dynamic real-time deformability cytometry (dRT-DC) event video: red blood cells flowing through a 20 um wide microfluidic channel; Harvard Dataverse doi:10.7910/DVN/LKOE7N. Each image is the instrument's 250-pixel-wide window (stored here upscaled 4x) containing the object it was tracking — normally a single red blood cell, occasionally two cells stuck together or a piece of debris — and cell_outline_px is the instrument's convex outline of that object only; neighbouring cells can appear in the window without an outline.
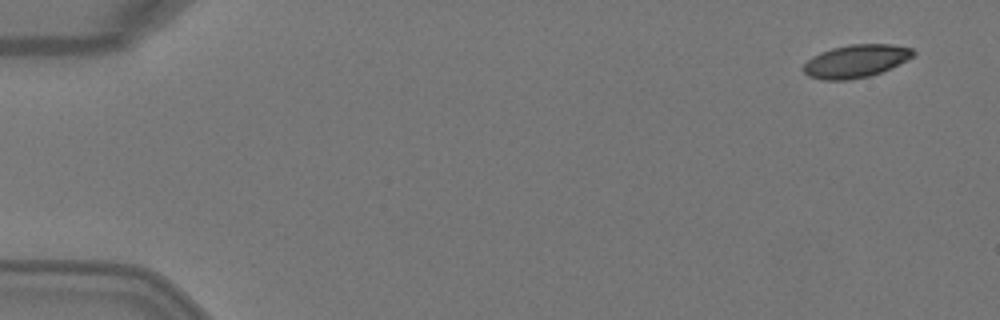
{"species": "Egyptian fruit bat (a non-hibernating species)", "species_latin": "Rousettus aegyptiacus", "temperature_condition": "warm", "stored_images_in_passage": 5, "camera_frame_rate_fps": 3000, "um_per_image_px": 0.085, "animal": {"sex": "female"}, "frame": {"image": 1, "passage_image": 1, "time_ms": 0.0, "image_size_px": [1000, 320], "cell_outline_px": [[916, 52], [908, 60], [880, 72], [868, 76], [848, 80], [824, 80], [808, 76], [804, 72], [804, 64], [812, 56], [820, 52], [832, 48], [852, 44], [892, 44], [912, 48]], "centroid_in_image_um": [72.75, 5.19], "position_along_channel_um": 12.3, "area_um2": 20.92}}
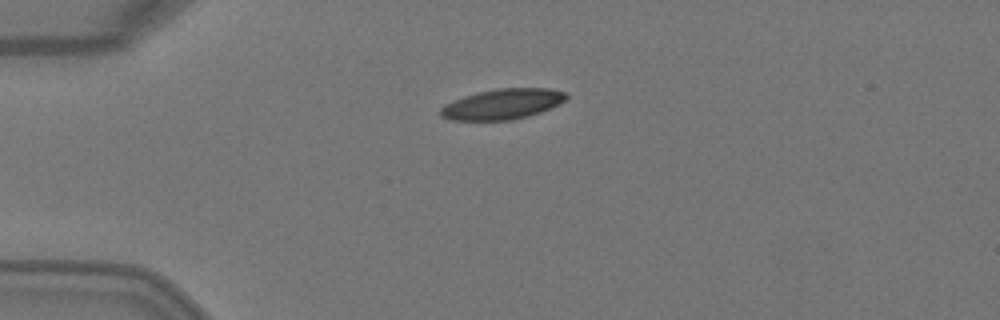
{"frame": {"image": 2, "passage_image": 4, "time_ms": 1.0, "image_size_px": [1000, 320], "cell_outline_px": [[568, 96], [560, 104], [540, 112], [528, 116], [512, 120], [448, 120], [440, 116], [440, 108], [444, 104], [464, 96], [476, 92], [496, 88], [548, 88], [564, 92]], "centroid_in_image_um": [42.68, 8.85], "position_along_channel_um": 42.3, "area_um2": 22.37}}